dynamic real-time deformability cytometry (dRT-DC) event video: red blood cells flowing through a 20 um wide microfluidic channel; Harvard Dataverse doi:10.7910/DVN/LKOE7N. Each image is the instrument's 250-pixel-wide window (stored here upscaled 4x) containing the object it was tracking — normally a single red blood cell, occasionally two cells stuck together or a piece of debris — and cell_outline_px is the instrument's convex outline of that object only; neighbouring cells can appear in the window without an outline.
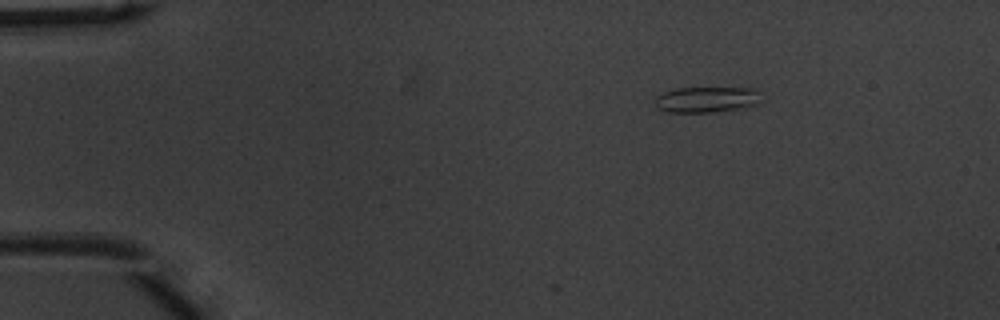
{"species": "common noctule bat (a hibernating species)", "species_latin": "Nyctalus noctula", "temperature_condition": "warm", "stored_images_in_passage": 3, "camera_frame_rate_fps": 3000, "um_per_image_px": 0.085, "animal": {"sex": "male", "body_mass_g": 20.1, "forearm_length_mm": 53.5}, "frame": {"image": 1, "passage_image": 3, "time_ms": 0.667, "image_size_px": [1000, 320], "cell_outline_px": [[760, 104], [712, 112], [668, 112], [656, 108], [656, 96], [664, 92], [676, 88], [756, 88]], "centroid_in_image_um": [60.02, 8.45], "position_along_channel_um": 25.0, "area_um2": 15.72}}